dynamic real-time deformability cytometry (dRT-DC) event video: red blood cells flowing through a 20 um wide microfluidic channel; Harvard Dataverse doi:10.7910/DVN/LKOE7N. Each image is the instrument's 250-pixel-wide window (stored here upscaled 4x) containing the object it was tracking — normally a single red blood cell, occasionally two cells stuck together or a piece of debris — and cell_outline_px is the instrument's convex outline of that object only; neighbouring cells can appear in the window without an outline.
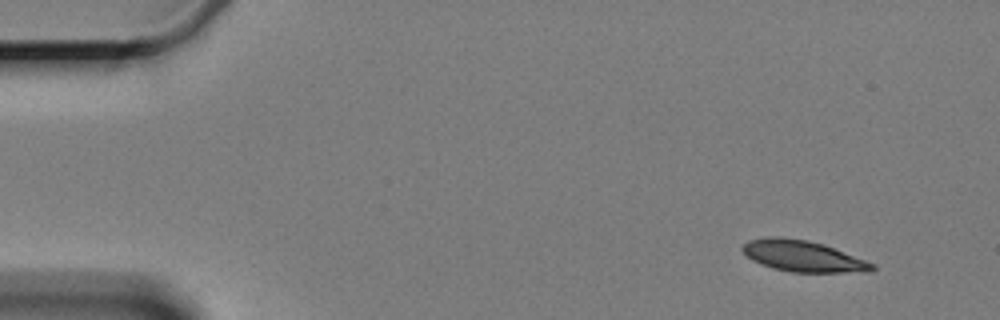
{"species": "Egyptian fruit bat (a non-hibernating species)", "species_latin": "Rousettus aegyptiacus", "temperature_condition": "cold", "stored_images_in_passage": 9, "camera_frame_rate_fps": 3000, "um_per_image_px": 0.085, "animal": {"sex": "female"}, "frame": {"image": 1, "passage_image": 1, "time_ms": 0.0, "image_size_px": [1000, 320], "cell_outline_px": [[876, 268], [868, 272], [792, 272], [772, 268], [752, 260], [740, 248], [748, 240], [768, 236], [776, 236], [808, 240], [824, 244], [876, 264]], "centroid_in_image_um": [68.25, 21.76], "position_along_channel_um": 16.7, "area_um2": 23.58}}
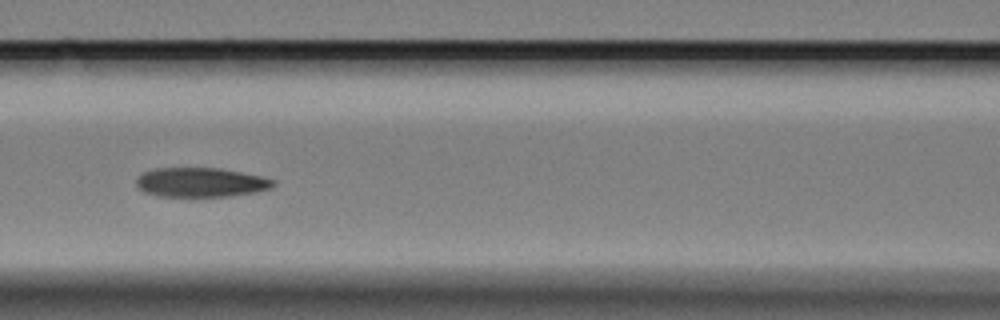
{"frame": {"image": 2, "passage_image": 6, "time_ms": 7.0, "image_size_px": [1000, 320], "cell_outline_px": [[276, 184], [272, 188], [256, 192], [232, 196], [160, 196], [144, 192], [136, 188], [136, 176], [144, 172], [156, 168], [220, 168], [260, 176], [276, 180]], "centroid_in_image_um": [17.06, 15.5], "position_along_channel_um": 149.5, "area_um2": 23.58}}
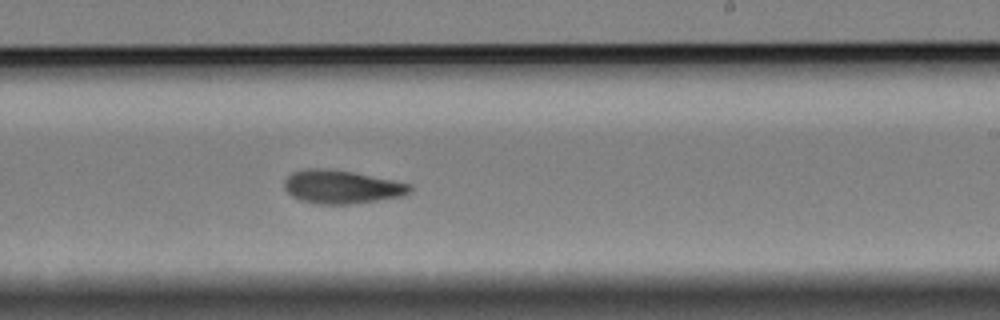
{"frame": {"image": 3, "passage_image": 9, "time_ms": 10.333, "image_size_px": [1000, 320], "cell_outline_px": [[412, 192], [404, 196], [352, 204], [320, 204], [300, 200], [292, 196], [284, 188], [284, 180], [292, 172], [304, 168], [328, 168], [352, 172], [412, 184]], "centroid_in_image_um": [29.04, 15.88], "position_along_channel_um": 260.0, "area_um2": 24.57}}